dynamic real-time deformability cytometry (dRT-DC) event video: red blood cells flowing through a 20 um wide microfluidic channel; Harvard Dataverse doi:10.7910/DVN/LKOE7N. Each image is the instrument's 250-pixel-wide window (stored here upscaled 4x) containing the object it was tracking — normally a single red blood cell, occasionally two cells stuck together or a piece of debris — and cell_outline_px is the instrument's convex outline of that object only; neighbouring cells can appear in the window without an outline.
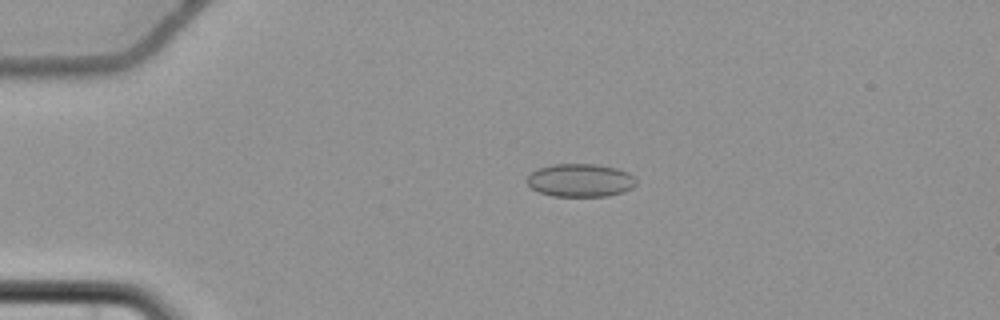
{"species": "common noctule bat (a hibernating species)", "species_latin": "Nyctalus noctula", "temperature_condition": "cold", "stored_images_in_passage": 5, "camera_frame_rate_fps": 3000, "um_per_image_px": 0.085, "animal": {"sex": "female", "body_mass_g": 22.7, "forearm_length_mm": 54.2}, "frame": {"image": 1, "passage_image": 4, "time_ms": 4.333, "image_size_px": [1000, 320], "cell_outline_px": [[636, 184], [632, 188], [624, 192], [608, 196], [552, 196], [540, 192], [532, 188], [524, 180], [532, 172], [540, 168], [552, 164], [596, 164], [616, 168], [628, 172], [636, 180]], "centroid_in_image_um": [49.33, 15.33], "position_along_channel_um": 35.7, "area_um2": 21.1}}